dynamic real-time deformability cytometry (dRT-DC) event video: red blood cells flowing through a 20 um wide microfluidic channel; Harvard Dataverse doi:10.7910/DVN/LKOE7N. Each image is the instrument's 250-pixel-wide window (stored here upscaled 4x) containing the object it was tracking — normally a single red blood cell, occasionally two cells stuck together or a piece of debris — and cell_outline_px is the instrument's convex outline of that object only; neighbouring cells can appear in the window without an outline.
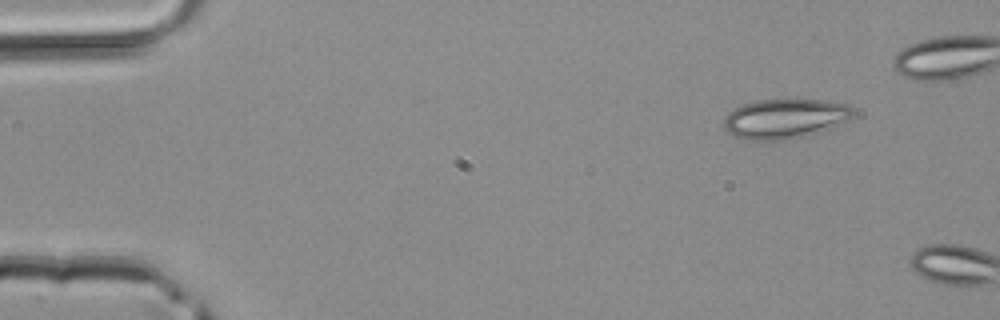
{"species": "common noctule bat (a hibernating species)", "species_latin": "Nyctalus noctula", "temperature_condition": "room temperature", "stored_images_in_passage": 4, "segment_of_instrument_passage": [2, 2], "camera_frame_rate_fps": 3000, "um_per_image_px": 0.085, "animal": {"sex": "male", "body_mass_g": 20.4}, "frame": {"image": 1, "passage_image": 4, "time_ms": 1.0, "image_size_px": [1000, 320], "cell_outline_px": [[856, 112], [848, 120], [820, 132], [804, 136], [784, 140], [744, 140], [732, 136], [724, 128], [724, 116], [728, 112], [740, 104], [756, 100], [828, 100], [848, 104]], "centroid_in_image_um": [66.69, 10.08], "position_along_channel_um": 18.3, "area_um2": 30.23}}